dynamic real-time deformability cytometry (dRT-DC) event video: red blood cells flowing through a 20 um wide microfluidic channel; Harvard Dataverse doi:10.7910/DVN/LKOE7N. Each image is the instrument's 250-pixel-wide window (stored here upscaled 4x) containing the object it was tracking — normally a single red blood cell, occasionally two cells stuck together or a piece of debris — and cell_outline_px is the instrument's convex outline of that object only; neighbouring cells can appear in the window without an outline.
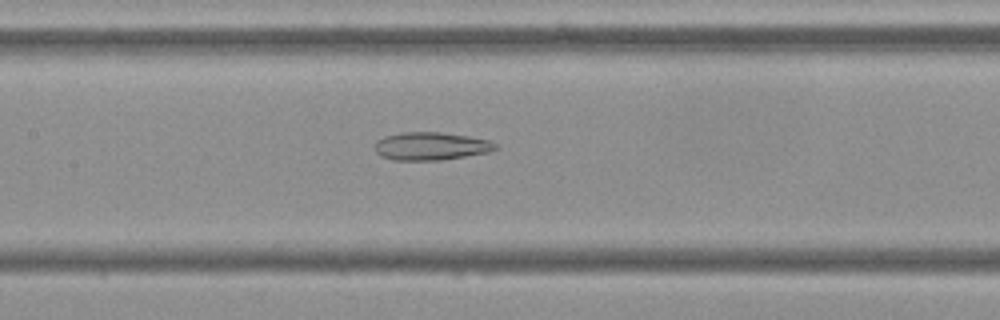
{"species": "Egyptian fruit bat (a non-hibernating species)", "species_latin": "Rousettus aegyptiacus", "temperature_condition": "cold", "stored_images_in_passage": 32, "camera_frame_rate_fps": 3000, "um_per_image_px": 0.085, "frame": {"image": 1, "passage_image": 11, "time_ms": 3.333, "image_size_px": [1000, 320], "cell_outline_px": [[500, 148], [488, 152], [440, 160], [392, 160], [380, 156], [376, 152], [376, 140], [384, 136], [400, 132], [440, 132], [468, 136], [492, 140]], "centroid_in_image_um": [36.63, 12.41], "position_along_channel_um": 170.8, "area_um2": 19.77}}
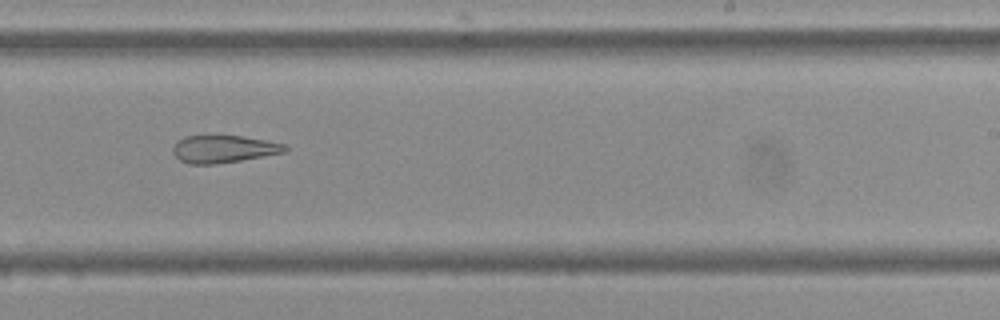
{"frame": {"image": 2, "passage_image": 19, "time_ms": 6.0, "image_size_px": [1000, 320], "cell_outline_px": [[288, 148], [284, 152], [264, 156], [216, 164], [188, 164], [180, 160], [172, 152], [172, 148], [184, 136], [244, 136], [268, 140], [284, 144]], "centroid_in_image_um": [19.01, 12.67], "position_along_channel_um": 270.0, "area_um2": 17.8}}
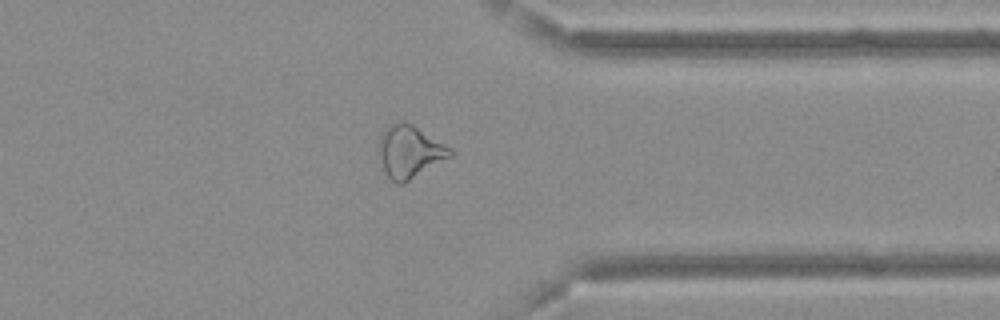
{"frame": {"image": 3, "passage_image": 28, "time_ms": 9.0, "image_size_px": [1000, 320], "cell_outline_px": [[456, 152], [452, 156], [404, 184], [396, 184], [384, 172], [376, 152], [376, 148], [380, 136], [384, 128], [388, 124], [404, 120], [412, 124], [452, 148]], "centroid_in_image_um": [34.79, 12.89], "position_along_channel_um": 376.6, "area_um2": 22.48}, "authors_computed_cell_mechanics": {"area_um2": 20.0277, "velocity_mm_per_s": 3.7286, "shape_relaxation_time_tau1_ms": null, "shape_relaxation_time_tau2_ms": 5.8342, "deformation_change_tau1": null, "deformation_change_tau2": 0.1636}}